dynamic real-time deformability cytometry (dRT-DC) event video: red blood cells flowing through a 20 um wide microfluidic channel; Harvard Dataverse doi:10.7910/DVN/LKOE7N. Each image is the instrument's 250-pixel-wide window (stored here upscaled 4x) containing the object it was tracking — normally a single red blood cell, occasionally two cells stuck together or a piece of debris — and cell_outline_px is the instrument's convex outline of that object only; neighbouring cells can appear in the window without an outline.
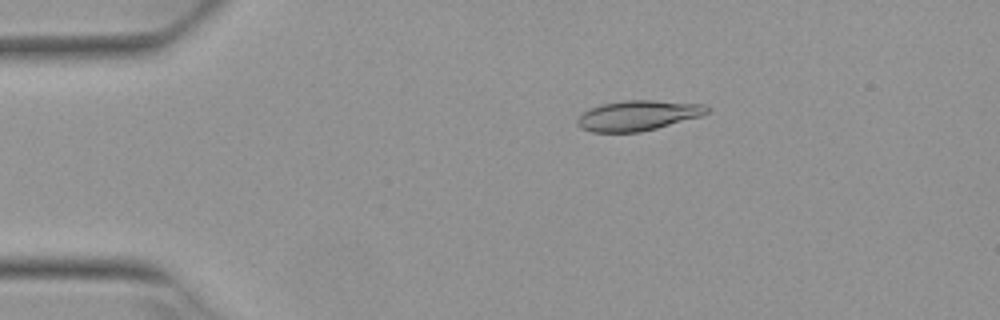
{"species": "Egyptian fruit bat (a non-hibernating species)", "species_latin": "Rousettus aegyptiacus", "temperature_condition": "warm", "stored_images_in_passage": 4, "camera_frame_rate_fps": 3000, "um_per_image_px": 0.085, "animal": {"sex": "female"}, "frame": {"image": 1, "passage_image": 3, "time_ms": 0.667, "image_size_px": [1000, 320], "cell_outline_px": [[712, 108], [708, 112], [700, 116], [656, 128], [640, 132], [592, 132], [580, 128], [576, 124], [576, 120], [588, 108], [600, 104], [624, 100], [652, 100], [704, 104]], "centroid_in_image_um": [54.2, 9.81], "position_along_channel_um": 30.8, "area_um2": 22.83}}